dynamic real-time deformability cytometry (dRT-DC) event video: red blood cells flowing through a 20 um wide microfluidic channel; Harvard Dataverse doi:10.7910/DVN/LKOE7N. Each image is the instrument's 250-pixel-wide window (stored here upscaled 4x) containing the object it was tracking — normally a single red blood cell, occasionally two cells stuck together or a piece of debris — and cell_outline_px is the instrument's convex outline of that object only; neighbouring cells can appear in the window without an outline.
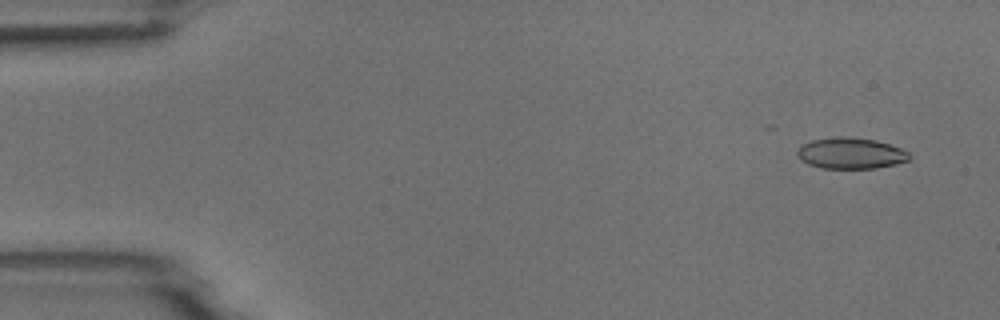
{"species": "common noctule bat (a hibernating species)", "species_latin": "Nyctalus noctula", "temperature_condition": "room temperature", "stored_images_in_passage": 7, "camera_frame_rate_fps": 3000, "um_per_image_px": 0.085, "animal": {"sex": "male", "body_mass_g": 18.8}, "frame": {"image": 1, "passage_image": 1, "time_ms": 0.0, "image_size_px": [1000, 320], "cell_outline_px": [[912, 156], [908, 160], [896, 164], [876, 168], [820, 168], [808, 164], [800, 160], [796, 152], [804, 144], [812, 140], [836, 136], [848, 136], [876, 140], [900, 148], [908, 152]], "centroid_in_image_um": [72.31, 13.02], "position_along_channel_um": 12.7, "area_um2": 20.35}}
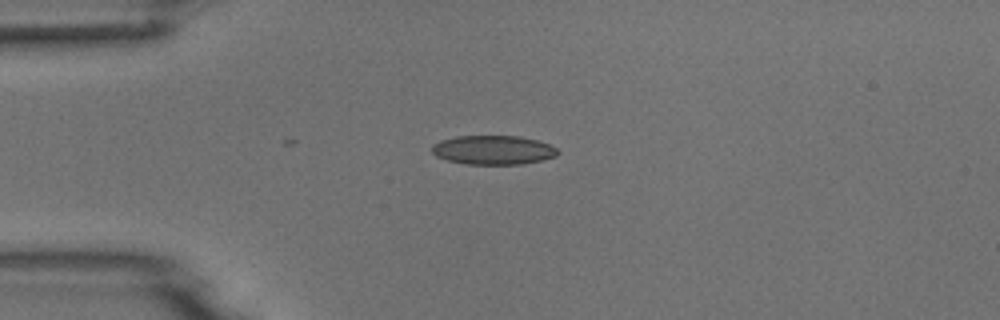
{"frame": {"image": 2, "passage_image": 4, "time_ms": 3.333, "image_size_px": [1000, 320], "cell_outline_px": [[560, 152], [556, 156], [540, 160], [520, 164], [468, 164], [448, 160], [436, 156], [432, 152], [432, 144], [440, 140], [456, 136], [516, 136], [536, 140], [548, 144], [556, 148]], "centroid_in_image_um": [41.89, 12.74], "position_along_channel_um": 43.1, "area_um2": 21.15}}